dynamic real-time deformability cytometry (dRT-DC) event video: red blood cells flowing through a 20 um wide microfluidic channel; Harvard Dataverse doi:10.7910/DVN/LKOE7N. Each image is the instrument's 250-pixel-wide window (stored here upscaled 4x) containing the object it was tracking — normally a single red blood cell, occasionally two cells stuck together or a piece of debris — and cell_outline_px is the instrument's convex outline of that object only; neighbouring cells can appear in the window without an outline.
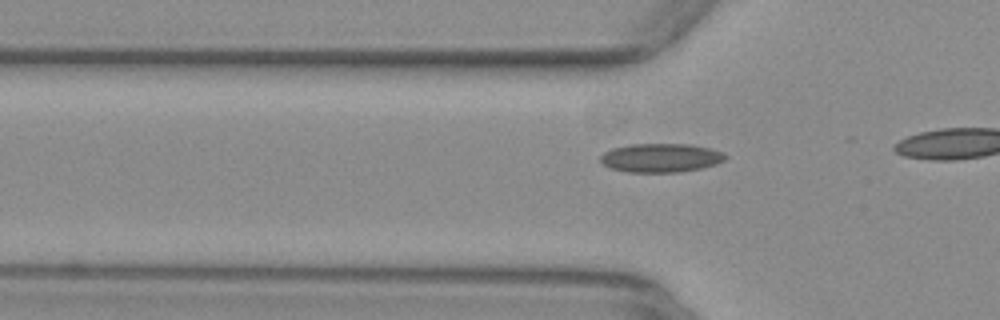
{"species": "common noctule bat (a hibernating species)", "species_latin": "Nyctalus noctula", "temperature_condition": "warm", "stored_images_in_passage": 17, "camera_frame_rate_fps": 3000, "um_per_image_px": 0.085, "animal": {"sex": "female", "body_mass_g": 29.2, "forearm_length_mm": 56.3}, "frame": {"image": 1, "passage_image": 14, "time_ms": 4.333, "image_size_px": [1000, 320], "cell_outline_px": [[728, 156], [724, 160], [716, 164], [700, 168], [680, 172], [628, 172], [612, 168], [604, 164], [600, 160], [600, 156], [604, 152], [612, 148], [628, 144], [692, 144], [724, 152]], "centroid_in_image_um": [56.18, 13.41], "position_along_channel_um": 69.6, "area_um2": 20.98}}